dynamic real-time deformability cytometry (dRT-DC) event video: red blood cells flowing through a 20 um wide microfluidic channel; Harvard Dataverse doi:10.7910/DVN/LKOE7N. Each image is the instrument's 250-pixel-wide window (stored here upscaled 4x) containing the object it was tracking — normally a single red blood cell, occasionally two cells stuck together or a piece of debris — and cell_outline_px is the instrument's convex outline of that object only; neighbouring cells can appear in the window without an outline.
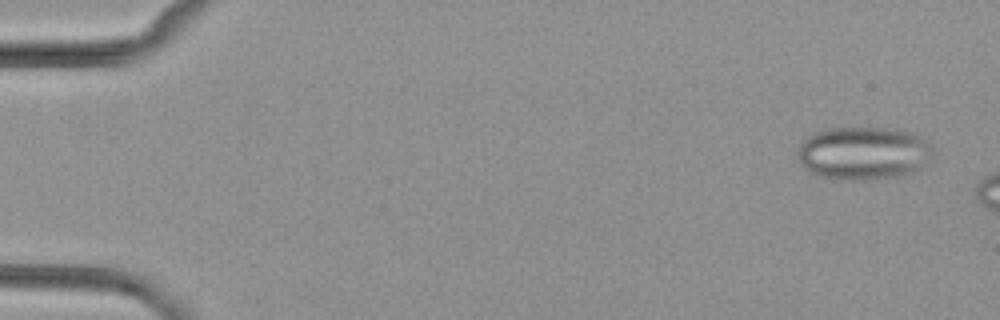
{"species": "common noctule bat (a hibernating species)", "species_latin": "Nyctalus noctula", "temperature_condition": "cold", "stored_images_in_passage": 3, "camera_frame_rate_fps": 3000, "um_per_image_px": 0.085, "animal": {"sex": "female", "body_mass_g": 29.2, "forearm_length_mm": 56.3}, "frame": {"image": 1, "passage_image": 1, "time_ms": 0.0, "image_size_px": [1000, 320], "cell_outline_px": [[932, 152], [920, 168], [912, 172], [900, 176], [876, 180], [840, 180], [820, 176], [808, 172], [804, 168], [796, 152], [800, 144], [808, 136], [816, 132], [828, 128], [884, 128], [912, 132], [920, 136], [932, 144]], "centroid_in_image_um": [73.37, 13.03], "position_along_channel_um": 11.6, "area_um2": 42.08}}